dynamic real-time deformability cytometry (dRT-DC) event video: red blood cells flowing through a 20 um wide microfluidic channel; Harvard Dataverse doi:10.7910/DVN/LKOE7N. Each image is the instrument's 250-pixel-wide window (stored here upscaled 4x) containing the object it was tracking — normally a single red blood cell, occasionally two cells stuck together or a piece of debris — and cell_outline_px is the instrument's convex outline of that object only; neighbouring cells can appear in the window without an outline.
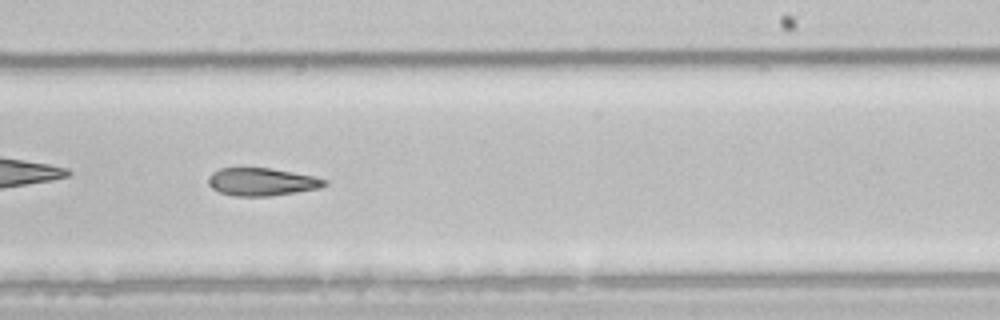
{"species": "common noctule bat (a hibernating species)", "species_latin": "Nyctalus noctula", "temperature_condition": "room temperature", "stored_images_in_passage": 48, "camera_frame_rate_fps": 3000, "um_per_image_px": 0.085, "animal": {"sex": "male", "body_mass_g": 21.5, "forearm_length_mm": 52.0}, "frame": {"image": 1, "passage_image": 28, "time_ms": 9.0, "image_size_px": [1000, 320], "cell_outline_px": [[328, 184], [320, 188], [296, 192], [268, 196], [232, 196], [220, 192], [212, 188], [208, 184], [208, 180], [212, 172], [220, 168], [268, 168], [316, 176], [328, 180]], "centroid_in_image_um": [22.27, 15.46], "position_along_channel_um": 266.7, "area_um2": 18.84}, "authors_computed_cell_mechanics": {"area_um2": 21.4727, "velocity_mm_per_s": 3.9827, "shape_relaxation_time_tau1_ms": null, "shape_relaxation_time_tau2_ms": 9.4835, "deformation_change_tau1": null, "deformation_change_tau2": 0.2071}}